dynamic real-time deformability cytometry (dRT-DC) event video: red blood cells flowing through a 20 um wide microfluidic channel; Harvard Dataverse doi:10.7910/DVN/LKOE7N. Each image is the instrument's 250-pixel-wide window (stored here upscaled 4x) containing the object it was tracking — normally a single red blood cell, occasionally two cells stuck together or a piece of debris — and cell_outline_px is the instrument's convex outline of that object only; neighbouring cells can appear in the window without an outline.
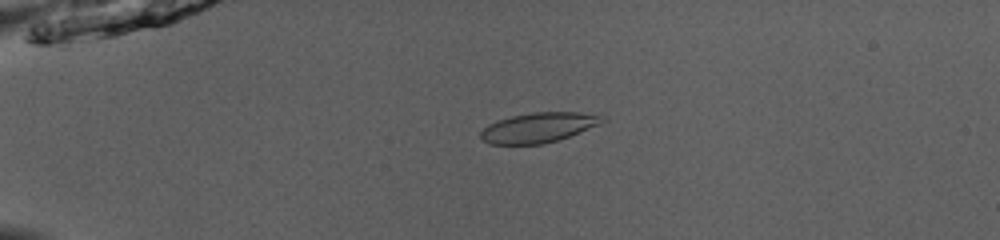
{"species": "common noctule bat (a hibernating species)", "species_latin": "Nyctalus noctula", "temperature_condition": "room temperature", "stored_images_in_passage": 49, "camera_frame_rate_fps": 3000, "um_per_image_px": 0.085, "animal": {"sex": "male", "body_mass_g": 13.0, "forearm_length_mm": 53.1}, "frame": {"image": 1, "passage_image": 11, "time_ms": 3.333, "image_size_px": [1000, 240], "cell_outline_px": [[608, 120], [600, 124], [568, 136], [544, 144], [488, 144], [480, 136], [480, 132], [488, 124], [512, 116], [532, 112], [604, 112], [608, 116]], "centroid_in_image_um": [45.9, 10.81], "position_along_channel_um": 39.1, "area_um2": 21.5}}
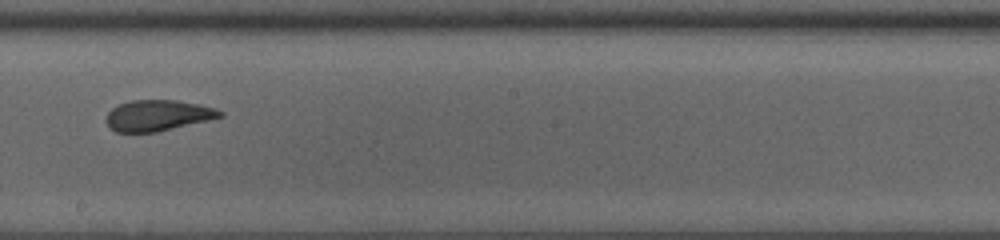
{"frame": {"image": 2, "passage_image": 29, "time_ms": 9.333, "image_size_px": [1000, 240], "cell_outline_px": [[224, 116], [208, 120], [156, 132], [116, 132], [104, 120], [108, 112], [112, 108], [120, 104], [132, 100], [176, 100], [200, 104], [216, 108], [224, 112]], "centroid_in_image_um": [13.43, 9.8], "position_along_channel_um": 234.8, "area_um2": 20.46}}
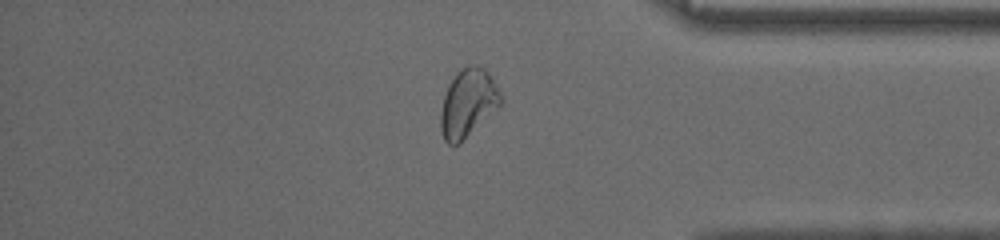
{"frame": {"image": 3, "passage_image": 42, "time_ms": 13.667, "image_size_px": [1000, 240], "cell_outline_px": [[504, 100], [460, 144], [448, 144], [444, 140], [440, 128], [440, 112], [444, 96], [448, 84], [456, 72], [460, 68], [468, 64], [476, 64], [484, 68], [488, 72], [500, 92]], "centroid_in_image_um": [39.75, 8.74], "position_along_channel_um": 395.4, "area_um2": 23.87}, "authors_computed_cell_mechanics": {"area_um2": 21.8484, "velocity_mm_per_s": 3.9825, "shape_relaxation_time_tau1_ms": 3.5306, "shape_relaxation_time_tau2_ms": 1.5166, "deformation_change_tau1": 0.1253, "deformation_change_tau2": 0.0445}}